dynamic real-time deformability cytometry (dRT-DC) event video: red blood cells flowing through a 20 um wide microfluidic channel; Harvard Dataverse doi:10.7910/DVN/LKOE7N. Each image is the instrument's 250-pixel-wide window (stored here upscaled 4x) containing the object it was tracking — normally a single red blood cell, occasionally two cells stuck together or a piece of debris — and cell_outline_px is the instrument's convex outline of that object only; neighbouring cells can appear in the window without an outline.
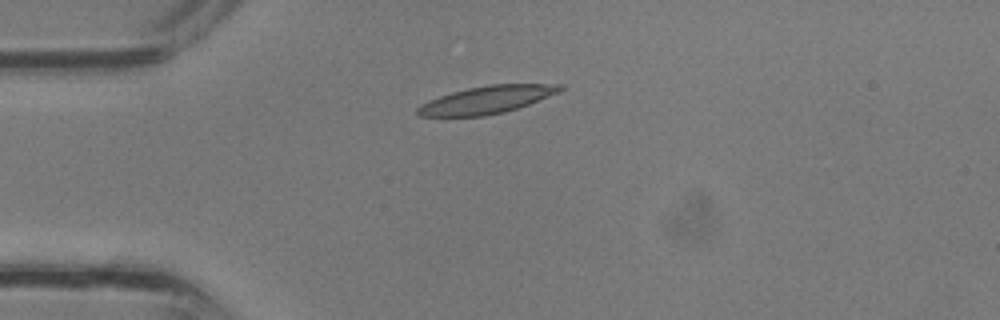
{"species": "common noctule bat (a hibernating species)", "species_latin": "Nyctalus noctula", "temperature_condition": "room temperature", "stored_images_in_passage": 27, "camera_frame_rate_fps": 3000, "um_per_image_px": 0.085, "animal": {"sex": "male", "body_mass_g": 13.3}, "frame": {"image": 1, "passage_image": 1, "time_ms": 0.0, "image_size_px": [1000, 320], "cell_outline_px": [[564, 88], [560, 92], [528, 104], [504, 112], [484, 116], [420, 116], [416, 112], [416, 108], [428, 100], [452, 92], [468, 88], [488, 84], [564, 84]], "centroid_in_image_um": [41.38, 8.47], "position_along_channel_um": 43.6, "area_um2": 22.77}}
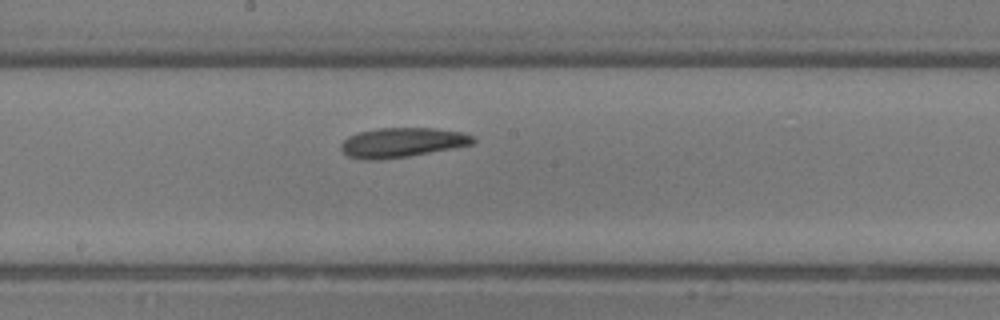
{"frame": {"image": 2, "passage_image": 11, "time_ms": 3.333, "image_size_px": [1000, 320], "cell_outline_px": [[476, 140], [472, 144], [452, 148], [408, 156], [376, 160], [364, 160], [348, 156], [340, 148], [340, 144], [348, 136], [360, 132], [380, 128], [432, 128], [464, 132], [472, 136]], "centroid_in_image_um": [34.16, 12.11], "position_along_channel_um": 214.0, "area_um2": 22.6}}
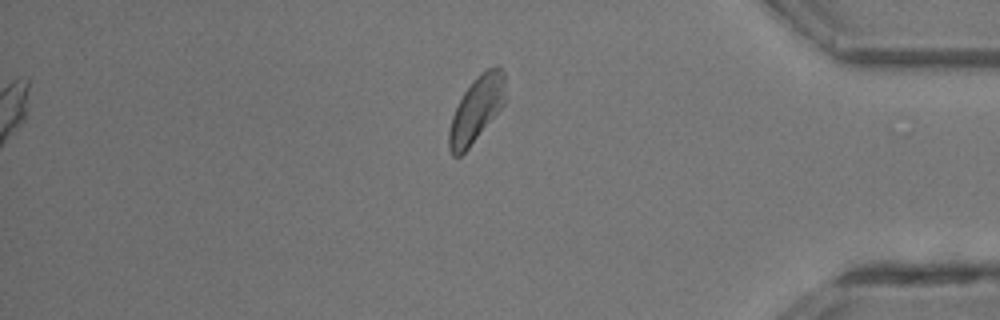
{"frame": {"image": 3, "passage_image": 22, "time_ms": 7.0, "image_size_px": [1000, 320], "cell_outline_px": [[508, 100], [468, 148], [460, 156], [452, 156], [448, 148], [448, 132], [452, 116], [464, 92], [480, 72], [484, 68], [496, 64], [500, 64], [504, 72]], "centroid_in_image_um": [40.55, 9.22], "position_along_channel_um": 394.6, "area_um2": 21.91}}